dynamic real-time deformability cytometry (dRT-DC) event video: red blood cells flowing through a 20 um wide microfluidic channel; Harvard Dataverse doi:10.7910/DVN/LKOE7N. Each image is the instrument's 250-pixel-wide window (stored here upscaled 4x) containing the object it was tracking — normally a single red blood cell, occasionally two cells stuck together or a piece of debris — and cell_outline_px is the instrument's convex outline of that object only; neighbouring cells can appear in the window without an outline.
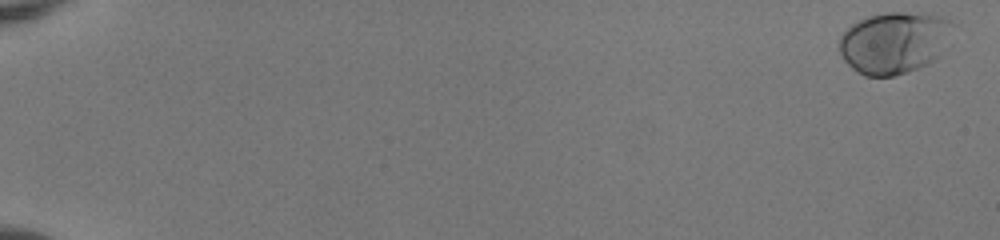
{"species": "human", "species_latin": "Homo sapiens", "temperature_condition": "room temperature", "stored_images_in_passage": 54, "camera_frame_rate_fps": 3000, "um_per_image_px": 0.085, "donor": {"sex": "female"}, "frame": {"image": 1, "passage_image": 1, "time_ms": 0.0, "image_size_px": [1000, 240], "cell_outline_px": [[948, 20], [936, 56], [928, 64], [896, 76], [864, 76], [852, 68], [844, 60], [840, 52], [840, 36], [852, 24], [868, 16], [884, 12], [928, 12], [940, 16]], "centroid_in_image_um": [75.85, 3.62], "position_along_channel_um": 9.1, "area_um2": 39.48}}
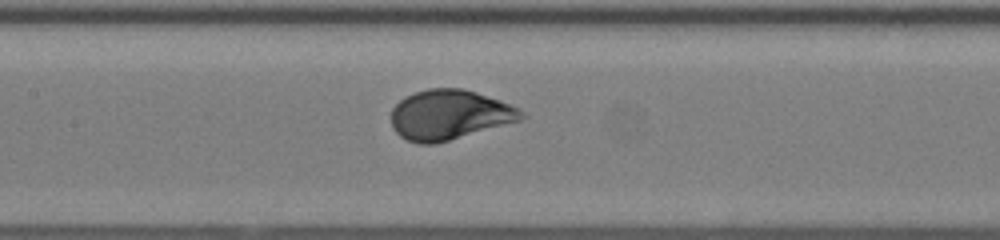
{"frame": {"image": 2, "passage_image": 29, "time_ms": 9.333, "image_size_px": [1000, 240], "cell_outline_px": [[528, 116], [520, 120], [436, 144], [420, 144], [408, 140], [400, 136], [392, 128], [392, 108], [400, 100], [416, 92], [428, 88], [464, 88], [500, 100], [520, 108]], "centroid_in_image_um": [38.22, 9.76], "position_along_channel_um": 169.2, "area_um2": 37.74}}
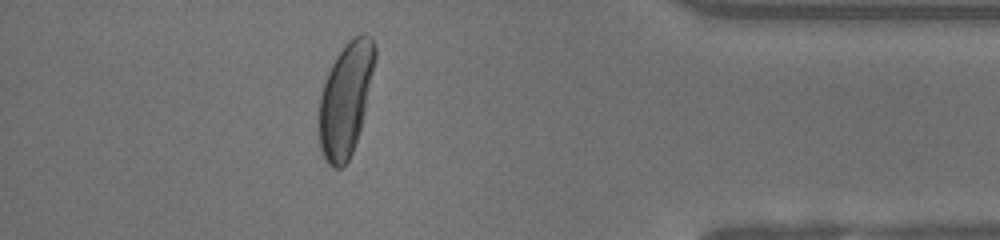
{"frame": {"image": 3, "passage_image": 49, "time_ms": 16.0, "image_size_px": [1000, 240], "cell_outline_px": [[376, 56], [364, 112], [360, 128], [352, 152], [348, 160], [340, 168], [332, 168], [328, 164], [324, 156], [320, 144], [320, 96], [328, 72], [336, 56], [348, 40], [360, 32], [372, 36], [376, 48]], "centroid_in_image_um": [29.4, 8.37], "position_along_channel_um": 405.8, "area_um2": 36.3}, "authors_computed_cell_mechanics": {"area_um2": 37.4833, "velocity_mm_per_s": 3.9659, "shape_relaxation_time_tau1_ms": 2.1886, "shape_relaxation_time_tau2_ms": null, "deformation_change_tau1": 0.1494, "deformation_change_tau2": null}}